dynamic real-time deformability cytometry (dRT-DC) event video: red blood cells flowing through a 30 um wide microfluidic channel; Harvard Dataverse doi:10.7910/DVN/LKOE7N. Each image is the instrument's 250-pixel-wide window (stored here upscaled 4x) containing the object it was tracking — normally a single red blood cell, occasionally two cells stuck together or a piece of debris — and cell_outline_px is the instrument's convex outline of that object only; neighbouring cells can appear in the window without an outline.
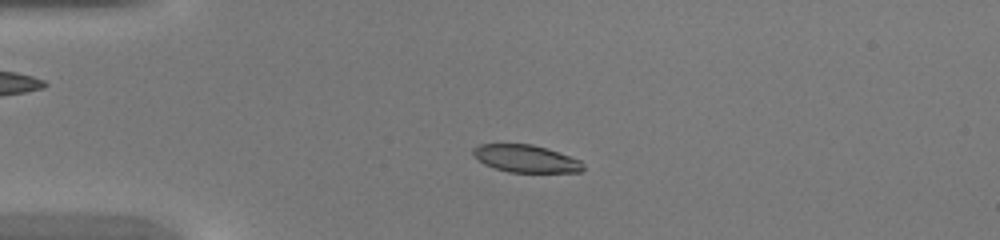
{"species": "common noctule bat (a hibernating species)", "species_latin": "Nyctalus noctula", "temperature_condition": "warm", "stored_images_in_passage": 41, "camera_frame_rate_fps": 3000, "um_per_image_px": 0.085, "animal": {"sex": "female", "body_mass_g": 20.0, "forearm_length_mm": 54.0}, "frame": {"image": 1, "passage_image": 7, "time_ms": 2.0, "image_size_px": [1000, 240], "cell_outline_px": [[584, 168], [580, 172], [508, 172], [484, 164], [472, 152], [472, 148], [480, 144], [532, 144], [580, 160], [584, 164]], "centroid_in_image_um": [44.69, 13.49], "position_along_channel_um": 40.3, "area_um2": 17.28}}
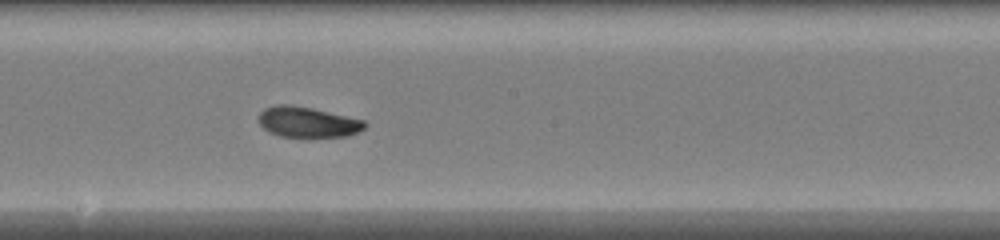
{"frame": {"image": 2, "passage_image": 21, "time_ms": 6.667, "image_size_px": [1000, 240], "cell_outline_px": [[368, 124], [364, 128], [348, 136], [280, 136], [268, 132], [256, 120], [260, 112], [264, 108], [276, 104], [292, 104], [312, 108], [364, 120]], "centroid_in_image_um": [26.1, 10.35], "position_along_channel_um": 222.1, "area_um2": 18.84}}
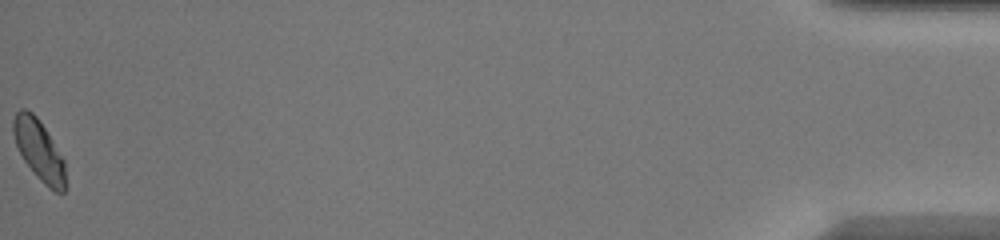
{"frame": {"image": 3, "passage_image": 41, "time_ms": 13.333, "image_size_px": [1000, 240], "cell_outline_px": [[64, 192], [56, 192], [48, 188], [36, 176], [24, 160], [16, 144], [12, 132], [12, 120], [16, 112], [20, 108], [24, 108], [32, 112], [36, 116], [44, 128], [64, 160]], "centroid_in_image_um": [3.27, 12.74], "position_along_channel_um": 431.9, "area_um2": 18.03}}